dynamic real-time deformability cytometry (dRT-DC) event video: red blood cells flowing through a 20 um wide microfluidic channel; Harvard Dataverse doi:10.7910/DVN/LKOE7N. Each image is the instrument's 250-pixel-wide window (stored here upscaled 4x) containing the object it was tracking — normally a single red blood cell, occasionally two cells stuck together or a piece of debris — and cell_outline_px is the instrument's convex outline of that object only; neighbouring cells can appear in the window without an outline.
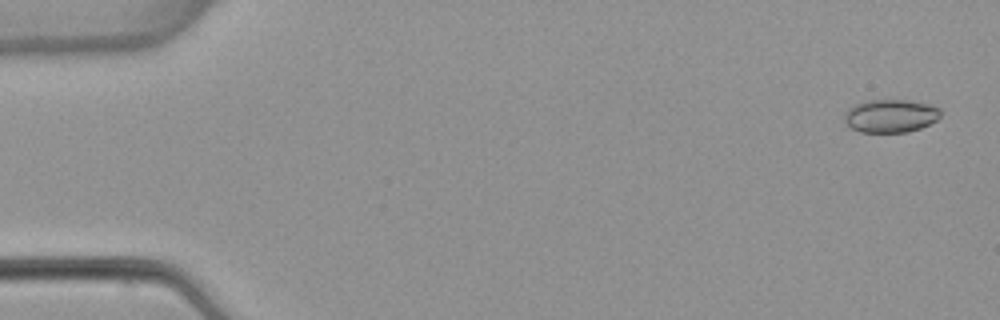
{"species": "common noctule bat (a hibernating species)", "species_latin": "Nyctalus noctula", "temperature_condition": "warm", "stored_images_in_passage": 4, "camera_frame_rate_fps": 3000, "um_per_image_px": 0.085, "animal": {"sex": "female", "body_mass_g": 22.7, "forearm_length_mm": 54.2}, "frame": {"image": 1, "passage_image": 1, "time_ms": 0.0, "image_size_px": [1000, 320], "cell_outline_px": [[940, 116], [936, 120], [920, 128], [908, 132], [860, 132], [852, 128], [844, 120], [844, 112], [852, 104], [864, 100], [908, 100], [928, 104], [940, 108]], "centroid_in_image_um": [75.66, 9.84], "position_along_channel_um": 9.3, "area_um2": 18.67}}
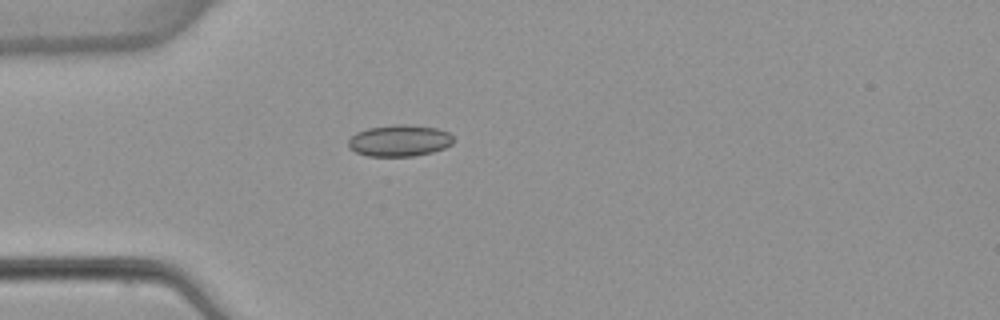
{"frame": {"image": 2, "passage_image": 4, "time_ms": 4.333, "image_size_px": [1000, 320], "cell_outline_px": [[452, 144], [444, 148], [432, 152], [412, 156], [368, 156], [356, 152], [348, 148], [348, 140], [356, 132], [368, 128], [396, 124], [408, 124], [436, 128], [448, 132], [452, 136]], "centroid_in_image_um": [33.93, 11.95], "position_along_channel_um": 51.1, "area_um2": 19.31}}